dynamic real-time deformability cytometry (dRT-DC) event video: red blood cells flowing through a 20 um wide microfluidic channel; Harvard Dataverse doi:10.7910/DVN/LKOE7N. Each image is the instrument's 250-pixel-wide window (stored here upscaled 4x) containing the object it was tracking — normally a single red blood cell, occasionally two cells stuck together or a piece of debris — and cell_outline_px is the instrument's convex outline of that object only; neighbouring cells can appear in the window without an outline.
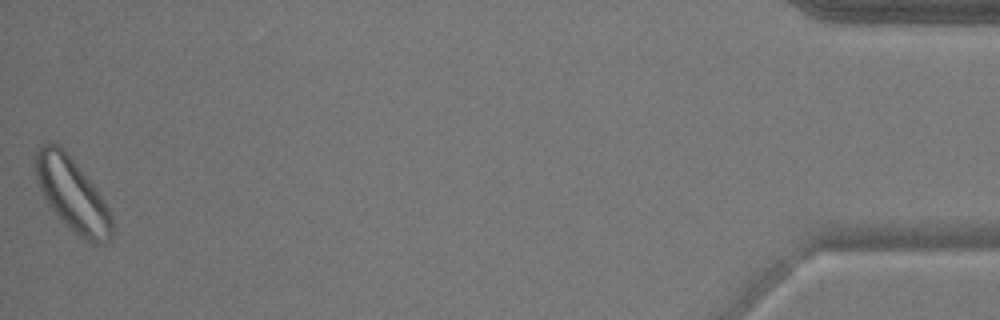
{"species": "common noctule bat (a hibernating species)", "species_latin": "Nyctalus noctula", "temperature_condition": "warm", "stored_images_in_passage": 45, "camera_frame_rate_fps": 3000, "um_per_image_px": 0.085, "animal": {"sex": "male", "body_mass_g": 17.9}, "frame": {"image": 1, "passage_image": 45, "time_ms": 14.667, "image_size_px": [1000, 320], "cell_outline_px": [[112, 236], [104, 244], [92, 244], [84, 240], [60, 220], [48, 204], [36, 184], [32, 164], [32, 156], [36, 148], [48, 140], [64, 148], [88, 180], [108, 208], [112, 216]], "centroid_in_image_um": [6.04, 16.49], "position_along_channel_um": 429.2, "area_um2": 33.0}}